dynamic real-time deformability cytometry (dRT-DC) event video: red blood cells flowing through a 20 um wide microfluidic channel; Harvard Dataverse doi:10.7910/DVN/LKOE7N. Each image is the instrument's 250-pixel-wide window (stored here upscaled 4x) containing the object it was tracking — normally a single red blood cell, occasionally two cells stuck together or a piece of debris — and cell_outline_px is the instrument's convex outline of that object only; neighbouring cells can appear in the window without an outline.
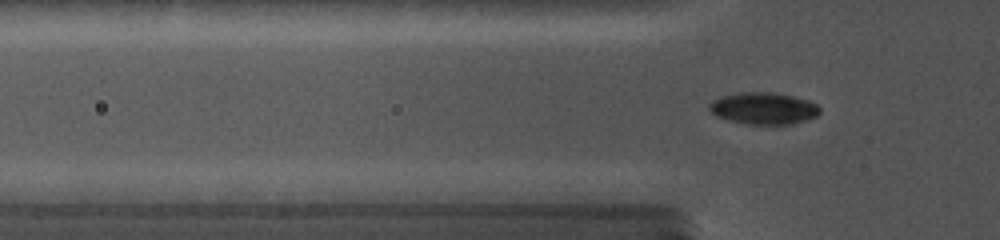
{"species": "common noctule bat (a hibernating species)", "species_latin": "Nyctalus noctula", "temperature_condition": "cold", "stored_images_in_passage": 60, "camera_frame_rate_fps": 5000, "um_per_image_px": 0.085, "animal": {"sex": "female", "body_mass_g": 19.0, "forearm_length_mm": 56.7}, "frame": {"image": 1, "passage_image": 21, "time_ms": 5.2, "image_size_px": [1000, 240], "cell_outline_px": [[820, 112], [816, 116], [792, 124], [748, 124], [716, 116], [708, 108], [708, 104], [724, 96], [748, 92], [768, 92], [792, 96], [816, 104], [820, 108]], "centroid_in_image_um": [64.92, 9.22], "position_along_channel_um": 60.9, "area_um2": 19.88}}
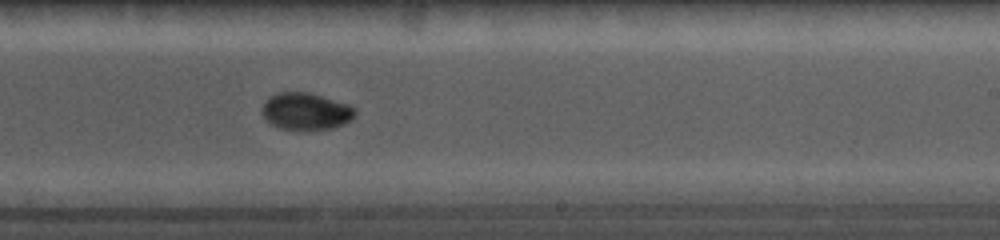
{"frame": {"image": 2, "passage_image": 45, "time_ms": 10.4, "image_size_px": [1000, 240], "cell_outline_px": [[356, 116], [352, 120], [336, 128], [280, 128], [272, 124], [260, 112], [260, 108], [272, 96], [280, 92], [308, 92], [348, 104], [356, 108]], "centroid_in_image_um": [26.05, 9.45], "position_along_channel_um": 263.0, "area_um2": 19.71}}
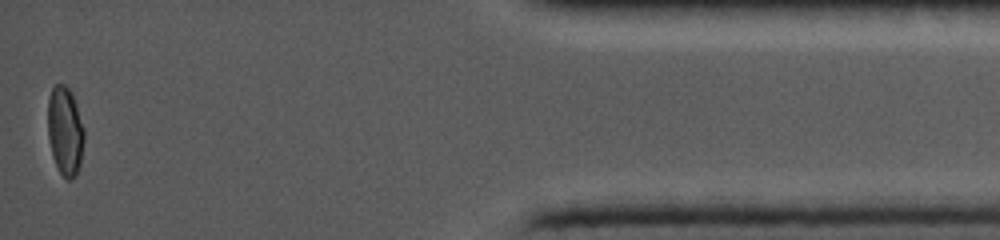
{"frame": {"image": 3, "passage_image": 60, "time_ms": 16.0, "image_size_px": [1000, 240], "cell_outline_px": [[84, 140], [80, 164], [76, 176], [72, 180], [68, 180], [60, 172], [52, 156], [48, 136], [48, 96], [52, 88], [56, 84], [64, 84], [68, 88], [72, 96], [84, 128]], "centroid_in_image_um": [5.52, 11.16], "position_along_channel_um": 429.7, "area_um2": 18.67}}